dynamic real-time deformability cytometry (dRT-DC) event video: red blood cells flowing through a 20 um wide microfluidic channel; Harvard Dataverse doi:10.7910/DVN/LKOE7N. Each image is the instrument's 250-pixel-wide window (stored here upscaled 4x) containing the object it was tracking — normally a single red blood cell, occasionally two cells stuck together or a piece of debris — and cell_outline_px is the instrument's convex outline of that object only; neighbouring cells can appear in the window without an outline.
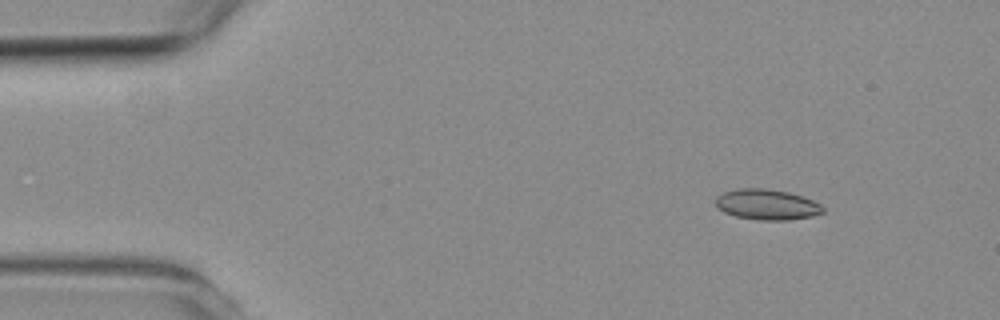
{"species": "common noctule bat (a hibernating species)", "species_latin": "Nyctalus noctula", "temperature_condition": "room temperature", "stored_images_in_passage": 4, "camera_frame_rate_fps": 3000, "um_per_image_px": 0.085, "animal": {"sex": "female", "body_mass_g": 19.3, "forearm_length_mm": 54.1}, "frame": {"image": 1, "passage_image": 1, "time_ms": 0.0, "image_size_px": [1000, 320], "cell_outline_px": [[824, 212], [812, 216], [788, 220], [760, 220], [736, 216], [724, 212], [716, 208], [716, 196], [724, 192], [740, 188], [764, 188], [788, 192], [804, 196], [820, 204], [824, 208]], "centroid_in_image_um": [65.18, 17.38], "position_along_channel_um": 19.8, "area_um2": 19.13}}
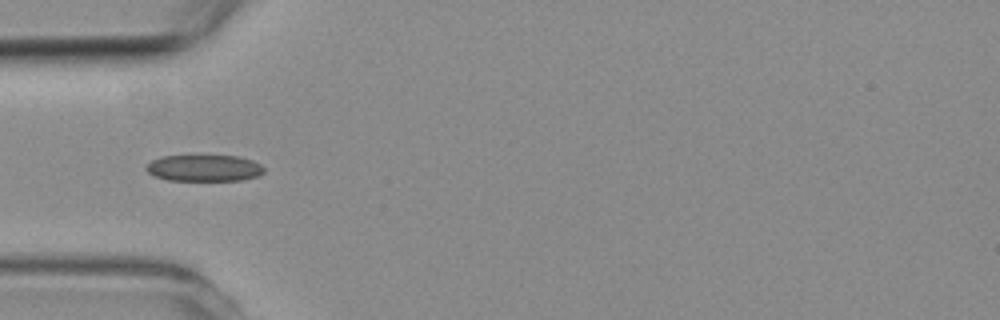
{"frame": {"image": 2, "passage_image": 4, "time_ms": 3.333, "image_size_px": [1000, 320], "cell_outline_px": [[264, 172], [260, 176], [240, 180], [168, 180], [152, 176], [144, 168], [152, 160], [164, 156], [240, 156], [252, 160], [260, 164], [264, 168]], "centroid_in_image_um": [17.36, 14.29], "position_along_channel_um": 67.6, "area_um2": 18.21}}